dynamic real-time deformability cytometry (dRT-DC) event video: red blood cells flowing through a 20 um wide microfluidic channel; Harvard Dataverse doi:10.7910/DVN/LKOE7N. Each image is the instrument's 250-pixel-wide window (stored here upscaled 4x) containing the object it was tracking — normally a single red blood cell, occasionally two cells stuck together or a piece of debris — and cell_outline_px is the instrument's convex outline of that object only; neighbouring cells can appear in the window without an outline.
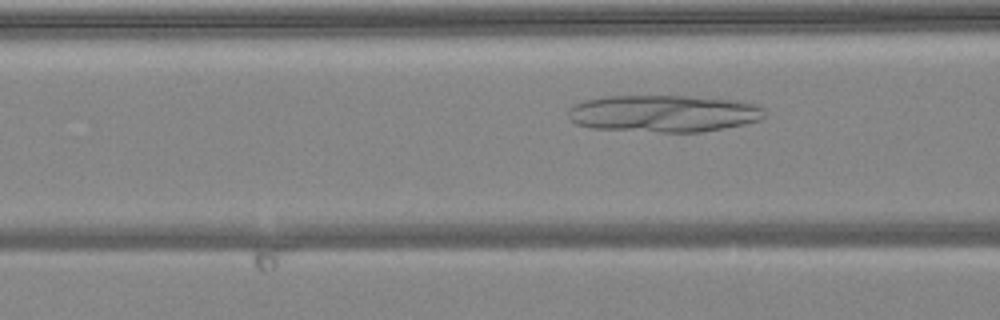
{"species": "common noctule bat (a hibernating species)", "species_latin": "Nyctalus noctula", "temperature_condition": "warm", "stored_images_in_passage": 7, "camera_frame_rate_fps": 3000, "um_per_image_px": 0.085, "animal": {"sex": "female", "body_mass_g": 24.6, "forearm_length_mm": 56.2}, "frame": {"image": 1, "passage_image": 7, "time_ms": 2.0, "image_size_px": [1000, 320], "cell_outline_px": [[764, 116], [760, 120], [744, 124], [724, 128], [700, 132], [660, 132], [588, 128], [576, 124], [568, 116], [568, 108], [572, 104], [584, 100], [604, 96], [688, 96], [736, 100], [756, 104], [764, 108]], "centroid_in_image_um": [56.38, 9.64], "position_along_channel_um": 110.2, "area_um2": 42.71}}